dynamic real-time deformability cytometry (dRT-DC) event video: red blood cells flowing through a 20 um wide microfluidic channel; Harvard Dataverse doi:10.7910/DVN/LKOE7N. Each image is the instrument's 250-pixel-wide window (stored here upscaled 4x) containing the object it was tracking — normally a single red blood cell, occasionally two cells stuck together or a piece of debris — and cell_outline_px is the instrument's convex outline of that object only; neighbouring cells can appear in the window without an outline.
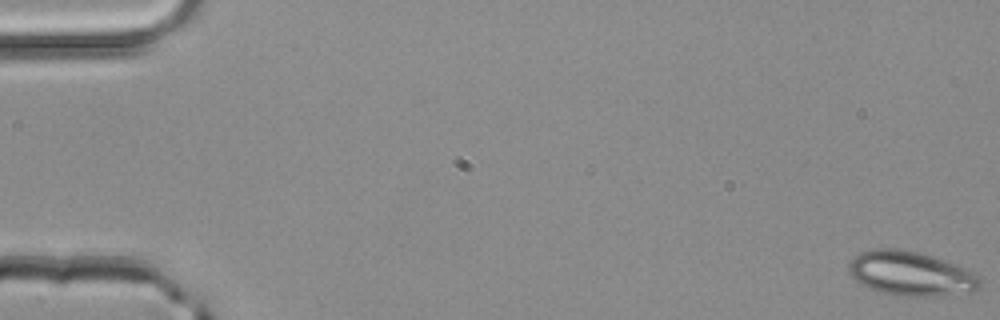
{"species": "common noctule bat (a hibernating species)", "species_latin": "Nyctalus noctula", "temperature_condition": "room temperature", "stored_images_in_passage": 51, "camera_frame_rate_fps": 3000, "um_per_image_px": 0.085, "animal": {"sex": "male", "body_mass_g": 20.4}, "frame": {"image": 1, "passage_image": 1, "time_ms": 0.0, "image_size_px": [1000, 320], "cell_outline_px": [[984, 280], [980, 288], [972, 292], [944, 296], [904, 296], [884, 292], [872, 288], [856, 280], [848, 272], [848, 264], [860, 252], [876, 248], [896, 248], [920, 252], [964, 268], [980, 276]], "centroid_in_image_um": [77.48, 23.26], "position_along_channel_um": 7.5, "area_um2": 33.81}}
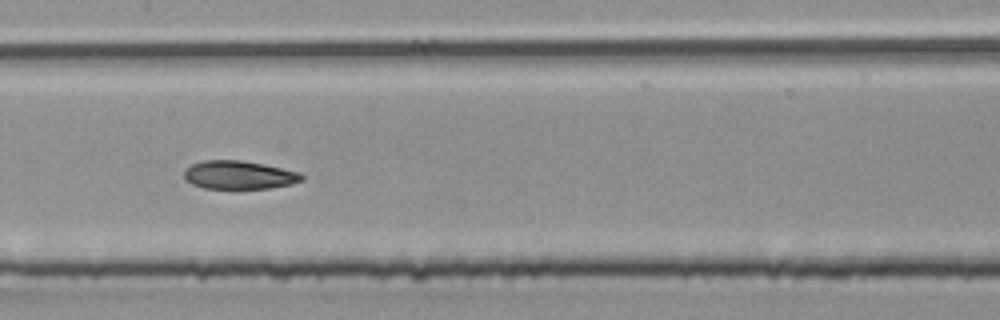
{"frame": {"image": 2, "passage_image": 26, "time_ms": 8.333, "image_size_px": [1000, 320], "cell_outline_px": [[304, 180], [292, 184], [268, 188], [236, 192], [204, 188], [192, 184], [184, 176], [184, 168], [192, 164], [204, 160], [240, 160], [264, 164], [300, 172], [304, 176]], "centroid_in_image_um": [20.32, 14.92], "position_along_channel_um": 187.1, "area_um2": 20.35}}
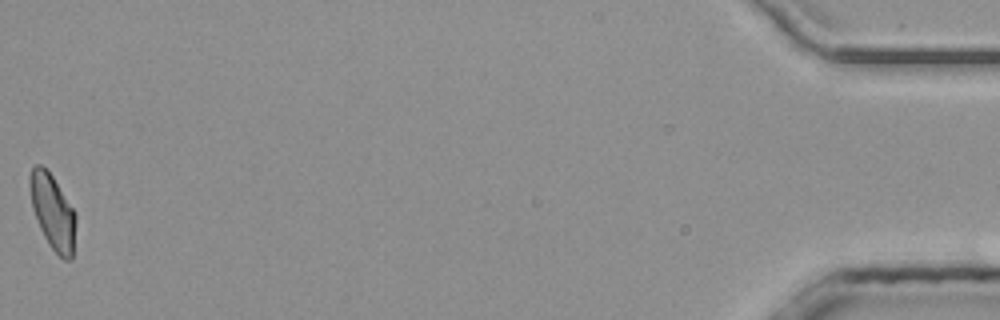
{"frame": {"image": 3, "passage_image": 51, "time_ms": 16.667, "image_size_px": [1000, 320], "cell_outline_px": [[76, 220], [72, 260], [64, 260], [48, 244], [40, 228], [32, 208], [28, 184], [28, 180], [32, 168], [36, 164], [40, 164], [52, 176], [76, 212]], "centroid_in_image_um": [4.47, 18.01], "position_along_channel_um": 430.7, "area_um2": 20.06}, "authors_computed_cell_mechanics": {"area_um2": 20.3456, "velocity_mm_per_s": 4.1659, "shape_relaxation_time_tau1_ms": 4.9736, "shape_relaxation_time_tau2_ms": 3.4491, "deformation_change_tau1": 0.1336, "deformation_change_tau2": 0.0883}}